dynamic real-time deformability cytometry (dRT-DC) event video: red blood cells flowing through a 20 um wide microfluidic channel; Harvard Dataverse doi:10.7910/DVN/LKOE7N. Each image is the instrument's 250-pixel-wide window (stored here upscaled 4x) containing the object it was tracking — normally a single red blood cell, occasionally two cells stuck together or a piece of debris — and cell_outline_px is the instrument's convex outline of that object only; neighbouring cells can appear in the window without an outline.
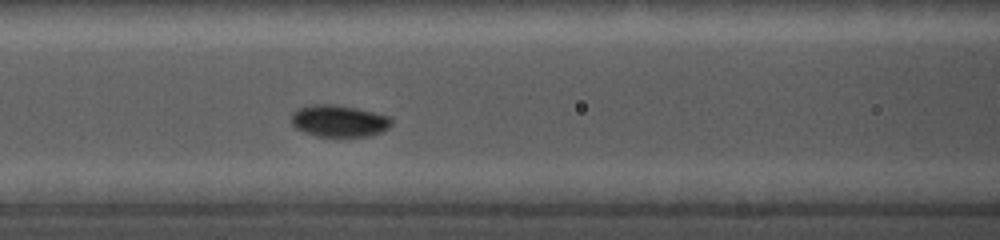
{"species": "common noctule bat (a hibernating species)", "species_latin": "Nyctalus noctula", "temperature_condition": "cold", "stored_images_in_passage": 21, "camera_frame_rate_fps": 5000, "um_per_image_px": 0.085, "animal": {"sex": "female", "body_mass_g": 19.0, "forearm_length_mm": 56.7}, "frame": {"image": 1, "passage_image": 8, "time_ms": 4.6, "image_size_px": [1000, 240], "cell_outline_px": [[392, 124], [388, 128], [372, 136], [316, 136], [304, 132], [296, 128], [292, 124], [292, 112], [296, 108], [312, 104], [332, 104], [356, 108], [388, 116], [392, 120]], "centroid_in_image_um": [28.78, 10.28], "position_along_channel_um": 137.8, "area_um2": 18.55}}
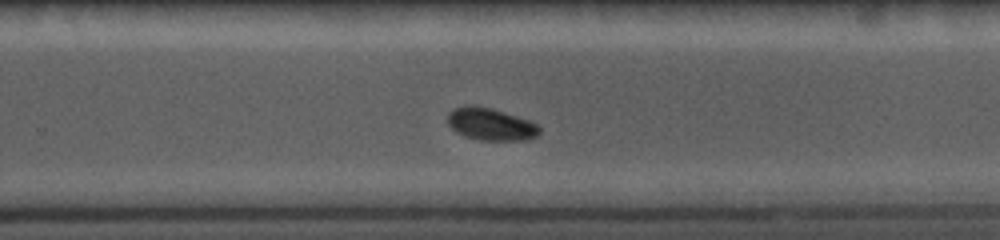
{"frame": {"image": 2, "passage_image": 14, "time_ms": 8.6, "image_size_px": [1000, 240], "cell_outline_px": [[540, 132], [536, 136], [528, 140], [480, 140], [464, 136], [456, 132], [448, 124], [448, 112], [456, 108], [492, 108], [528, 120], [536, 124], [540, 128]], "centroid_in_image_um": [41.74, 10.6], "position_along_channel_um": 288.1, "area_um2": 16.7}}
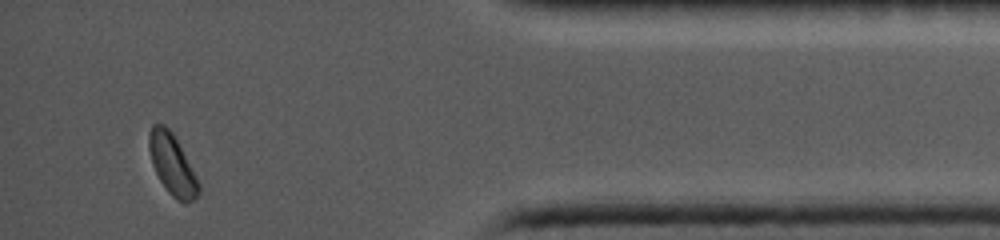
{"frame": {"image": 3, "passage_image": 21, "time_ms": 12.8, "image_size_px": [1000, 240], "cell_outline_px": [[200, 192], [192, 200], [184, 204], [176, 200], [168, 192], [160, 180], [152, 164], [148, 148], [148, 136], [152, 124], [164, 124], [172, 132], [196, 176], [200, 184]], "centroid_in_image_um": [14.62, 13.99], "position_along_channel_um": 420.6, "area_um2": 17.4}}